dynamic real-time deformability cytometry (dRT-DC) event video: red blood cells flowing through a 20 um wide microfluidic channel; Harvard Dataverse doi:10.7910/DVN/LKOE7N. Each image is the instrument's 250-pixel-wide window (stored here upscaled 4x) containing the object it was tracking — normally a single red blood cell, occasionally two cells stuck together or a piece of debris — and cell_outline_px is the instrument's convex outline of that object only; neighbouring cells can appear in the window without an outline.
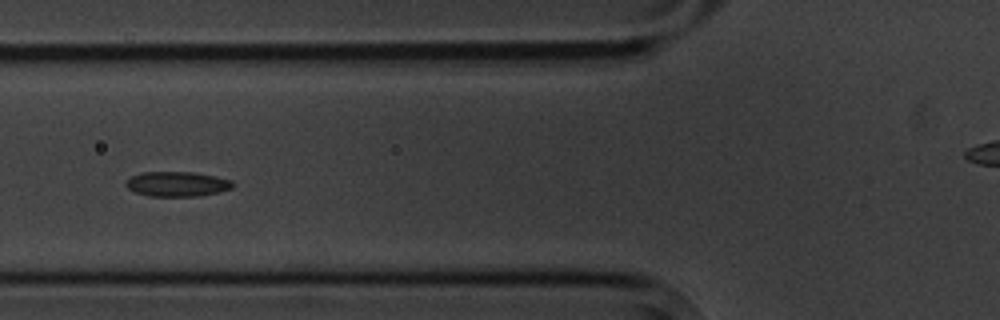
{"species": "common noctule bat (a hibernating species)", "species_latin": "Nyctalus noctula", "temperature_condition": "cold", "stored_images_in_passage": 10, "segment_of_instrument_passage": [1, 2], "camera_frame_rate_fps": 3000, "um_per_image_px": 0.085, "animal": {"sex": "male", "body_mass_g": 20.1, "forearm_length_mm": 53.5}, "frame": {"image": 1, "passage_image": 7, "time_ms": 8.0, "image_size_px": [1000, 320], "cell_outline_px": [[236, 184], [232, 188], [220, 192], [200, 196], [148, 196], [136, 192], [128, 188], [124, 184], [132, 176], [144, 172], [192, 172], [232, 180]], "centroid_in_image_um": [15.09, 15.65], "position_along_channel_um": 110.7, "area_um2": 15.43}}
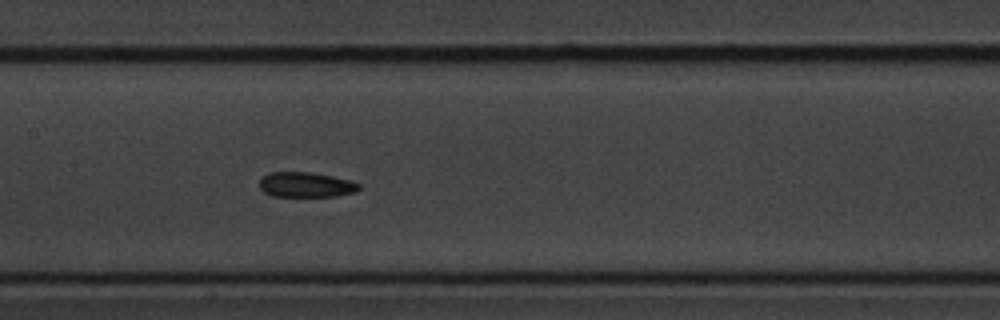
{"frame": {"image": 2, "passage_image": 9, "time_ms": 10.0, "image_size_px": [1000, 320], "cell_outline_px": [[360, 188], [356, 192], [336, 196], [272, 196], [264, 192], [260, 188], [260, 180], [268, 172], [308, 172], [332, 176], [352, 180], [360, 184]], "centroid_in_image_um": [26.02, 15.7], "position_along_channel_um": 181.4, "area_um2": 14.57}}